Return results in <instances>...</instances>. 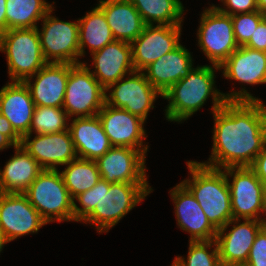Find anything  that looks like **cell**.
<instances>
[{"instance_id":"30","label":"cell","mask_w":266,"mask_h":266,"mask_svg":"<svg viewBox=\"0 0 266 266\" xmlns=\"http://www.w3.org/2000/svg\"><path fill=\"white\" fill-rule=\"evenodd\" d=\"M65 166L60 173L72 199L91 189L101 178L96 160L77 158Z\"/></svg>"},{"instance_id":"38","label":"cell","mask_w":266,"mask_h":266,"mask_svg":"<svg viewBox=\"0 0 266 266\" xmlns=\"http://www.w3.org/2000/svg\"><path fill=\"white\" fill-rule=\"evenodd\" d=\"M0 133L7 136L15 145H21L22 137L14 130L10 121L1 113Z\"/></svg>"},{"instance_id":"22","label":"cell","mask_w":266,"mask_h":266,"mask_svg":"<svg viewBox=\"0 0 266 266\" xmlns=\"http://www.w3.org/2000/svg\"><path fill=\"white\" fill-rule=\"evenodd\" d=\"M191 52L180 44L173 51L147 66L142 72L147 80L161 94L185 78L193 68Z\"/></svg>"},{"instance_id":"10","label":"cell","mask_w":266,"mask_h":266,"mask_svg":"<svg viewBox=\"0 0 266 266\" xmlns=\"http://www.w3.org/2000/svg\"><path fill=\"white\" fill-rule=\"evenodd\" d=\"M53 7L41 20L42 28L37 27L42 52L47 63H83L79 49V23L59 20L51 15ZM79 57V58H78Z\"/></svg>"},{"instance_id":"45","label":"cell","mask_w":266,"mask_h":266,"mask_svg":"<svg viewBox=\"0 0 266 266\" xmlns=\"http://www.w3.org/2000/svg\"><path fill=\"white\" fill-rule=\"evenodd\" d=\"M171 266H178L175 261H173V264Z\"/></svg>"},{"instance_id":"41","label":"cell","mask_w":266,"mask_h":266,"mask_svg":"<svg viewBox=\"0 0 266 266\" xmlns=\"http://www.w3.org/2000/svg\"><path fill=\"white\" fill-rule=\"evenodd\" d=\"M258 11L266 12V0H257Z\"/></svg>"},{"instance_id":"25","label":"cell","mask_w":266,"mask_h":266,"mask_svg":"<svg viewBox=\"0 0 266 266\" xmlns=\"http://www.w3.org/2000/svg\"><path fill=\"white\" fill-rule=\"evenodd\" d=\"M115 40L131 43L143 31L146 24L130 0H99Z\"/></svg>"},{"instance_id":"8","label":"cell","mask_w":266,"mask_h":266,"mask_svg":"<svg viewBox=\"0 0 266 266\" xmlns=\"http://www.w3.org/2000/svg\"><path fill=\"white\" fill-rule=\"evenodd\" d=\"M199 22L198 46L212 65L220 67L239 47L234 36L232 18L212 4L203 10Z\"/></svg>"},{"instance_id":"31","label":"cell","mask_w":266,"mask_h":266,"mask_svg":"<svg viewBox=\"0 0 266 266\" xmlns=\"http://www.w3.org/2000/svg\"><path fill=\"white\" fill-rule=\"evenodd\" d=\"M70 120L63 108L35 106L28 134H48L68 130Z\"/></svg>"},{"instance_id":"32","label":"cell","mask_w":266,"mask_h":266,"mask_svg":"<svg viewBox=\"0 0 266 266\" xmlns=\"http://www.w3.org/2000/svg\"><path fill=\"white\" fill-rule=\"evenodd\" d=\"M174 261L178 266H222L215 239L189 241L188 256H177Z\"/></svg>"},{"instance_id":"3","label":"cell","mask_w":266,"mask_h":266,"mask_svg":"<svg viewBox=\"0 0 266 266\" xmlns=\"http://www.w3.org/2000/svg\"><path fill=\"white\" fill-rule=\"evenodd\" d=\"M220 68L215 65H203L192 68L189 74L172 85L162 94L168 100L165 118L170 122L182 123L203 107L212 97V114L220 109L226 101H261L252 96L245 87L240 90L222 93L215 86V72Z\"/></svg>"},{"instance_id":"26","label":"cell","mask_w":266,"mask_h":266,"mask_svg":"<svg viewBox=\"0 0 266 266\" xmlns=\"http://www.w3.org/2000/svg\"><path fill=\"white\" fill-rule=\"evenodd\" d=\"M14 149V156L0 169L1 193H24L43 171L22 145H15Z\"/></svg>"},{"instance_id":"11","label":"cell","mask_w":266,"mask_h":266,"mask_svg":"<svg viewBox=\"0 0 266 266\" xmlns=\"http://www.w3.org/2000/svg\"><path fill=\"white\" fill-rule=\"evenodd\" d=\"M127 76L105 89V104L126 110L146 121L156 98L159 95L162 97V94L151 85L142 71H134Z\"/></svg>"},{"instance_id":"33","label":"cell","mask_w":266,"mask_h":266,"mask_svg":"<svg viewBox=\"0 0 266 266\" xmlns=\"http://www.w3.org/2000/svg\"><path fill=\"white\" fill-rule=\"evenodd\" d=\"M233 31L238 46H244L255 32L258 24L263 20L260 11L231 15Z\"/></svg>"},{"instance_id":"20","label":"cell","mask_w":266,"mask_h":266,"mask_svg":"<svg viewBox=\"0 0 266 266\" xmlns=\"http://www.w3.org/2000/svg\"><path fill=\"white\" fill-rule=\"evenodd\" d=\"M69 72L68 63H47L35 75L27 78L24 83L30 90L35 106L62 108Z\"/></svg>"},{"instance_id":"17","label":"cell","mask_w":266,"mask_h":266,"mask_svg":"<svg viewBox=\"0 0 266 266\" xmlns=\"http://www.w3.org/2000/svg\"><path fill=\"white\" fill-rule=\"evenodd\" d=\"M31 137L24 135L21 145L43 169L57 170L78 158L69 130Z\"/></svg>"},{"instance_id":"9","label":"cell","mask_w":266,"mask_h":266,"mask_svg":"<svg viewBox=\"0 0 266 266\" xmlns=\"http://www.w3.org/2000/svg\"><path fill=\"white\" fill-rule=\"evenodd\" d=\"M223 170L230 190L233 219L263 221L266 186L250 167Z\"/></svg>"},{"instance_id":"35","label":"cell","mask_w":266,"mask_h":266,"mask_svg":"<svg viewBox=\"0 0 266 266\" xmlns=\"http://www.w3.org/2000/svg\"><path fill=\"white\" fill-rule=\"evenodd\" d=\"M223 6H215L221 13L236 15L258 11L257 0H221Z\"/></svg>"},{"instance_id":"27","label":"cell","mask_w":266,"mask_h":266,"mask_svg":"<svg viewBox=\"0 0 266 266\" xmlns=\"http://www.w3.org/2000/svg\"><path fill=\"white\" fill-rule=\"evenodd\" d=\"M78 23L80 57L85 55L86 47L92 54L115 40L105 14L98 5L87 12L84 17L78 19Z\"/></svg>"},{"instance_id":"42","label":"cell","mask_w":266,"mask_h":266,"mask_svg":"<svg viewBox=\"0 0 266 266\" xmlns=\"http://www.w3.org/2000/svg\"><path fill=\"white\" fill-rule=\"evenodd\" d=\"M6 242L4 241L2 235L0 234V253L3 251Z\"/></svg>"},{"instance_id":"6","label":"cell","mask_w":266,"mask_h":266,"mask_svg":"<svg viewBox=\"0 0 266 266\" xmlns=\"http://www.w3.org/2000/svg\"><path fill=\"white\" fill-rule=\"evenodd\" d=\"M24 194L47 223L74 221L73 199L58 169H43Z\"/></svg>"},{"instance_id":"34","label":"cell","mask_w":266,"mask_h":266,"mask_svg":"<svg viewBox=\"0 0 266 266\" xmlns=\"http://www.w3.org/2000/svg\"><path fill=\"white\" fill-rule=\"evenodd\" d=\"M244 266H266V227L257 234Z\"/></svg>"},{"instance_id":"21","label":"cell","mask_w":266,"mask_h":266,"mask_svg":"<svg viewBox=\"0 0 266 266\" xmlns=\"http://www.w3.org/2000/svg\"><path fill=\"white\" fill-rule=\"evenodd\" d=\"M35 104L24 82L9 81L0 89V113L23 137L30 131Z\"/></svg>"},{"instance_id":"37","label":"cell","mask_w":266,"mask_h":266,"mask_svg":"<svg viewBox=\"0 0 266 266\" xmlns=\"http://www.w3.org/2000/svg\"><path fill=\"white\" fill-rule=\"evenodd\" d=\"M250 168L255 172L256 176L266 186V142L262 151L257 155Z\"/></svg>"},{"instance_id":"5","label":"cell","mask_w":266,"mask_h":266,"mask_svg":"<svg viewBox=\"0 0 266 266\" xmlns=\"http://www.w3.org/2000/svg\"><path fill=\"white\" fill-rule=\"evenodd\" d=\"M0 51L6 54L11 81L24 82L47 64L37 27L7 30L0 35Z\"/></svg>"},{"instance_id":"7","label":"cell","mask_w":266,"mask_h":266,"mask_svg":"<svg viewBox=\"0 0 266 266\" xmlns=\"http://www.w3.org/2000/svg\"><path fill=\"white\" fill-rule=\"evenodd\" d=\"M105 104V89L90 72L87 63L70 64L63 109L71 117H91Z\"/></svg>"},{"instance_id":"24","label":"cell","mask_w":266,"mask_h":266,"mask_svg":"<svg viewBox=\"0 0 266 266\" xmlns=\"http://www.w3.org/2000/svg\"><path fill=\"white\" fill-rule=\"evenodd\" d=\"M226 79L241 84H266V52L239 46L219 67Z\"/></svg>"},{"instance_id":"1","label":"cell","mask_w":266,"mask_h":266,"mask_svg":"<svg viewBox=\"0 0 266 266\" xmlns=\"http://www.w3.org/2000/svg\"><path fill=\"white\" fill-rule=\"evenodd\" d=\"M211 168L250 167L266 142V105L261 101H226L213 113Z\"/></svg>"},{"instance_id":"18","label":"cell","mask_w":266,"mask_h":266,"mask_svg":"<svg viewBox=\"0 0 266 266\" xmlns=\"http://www.w3.org/2000/svg\"><path fill=\"white\" fill-rule=\"evenodd\" d=\"M169 193L175 206L177 226L190 234L189 241L216 239L218 230L207 219L198 201L181 182Z\"/></svg>"},{"instance_id":"36","label":"cell","mask_w":266,"mask_h":266,"mask_svg":"<svg viewBox=\"0 0 266 266\" xmlns=\"http://www.w3.org/2000/svg\"><path fill=\"white\" fill-rule=\"evenodd\" d=\"M244 46L266 52V23L264 20L258 24L250 40Z\"/></svg>"},{"instance_id":"13","label":"cell","mask_w":266,"mask_h":266,"mask_svg":"<svg viewBox=\"0 0 266 266\" xmlns=\"http://www.w3.org/2000/svg\"><path fill=\"white\" fill-rule=\"evenodd\" d=\"M230 230H227L229 226ZM262 220L231 219L218 229L216 242L222 266H244L258 232L264 227Z\"/></svg>"},{"instance_id":"29","label":"cell","mask_w":266,"mask_h":266,"mask_svg":"<svg viewBox=\"0 0 266 266\" xmlns=\"http://www.w3.org/2000/svg\"><path fill=\"white\" fill-rule=\"evenodd\" d=\"M146 25H182L184 6L180 0H130Z\"/></svg>"},{"instance_id":"19","label":"cell","mask_w":266,"mask_h":266,"mask_svg":"<svg viewBox=\"0 0 266 266\" xmlns=\"http://www.w3.org/2000/svg\"><path fill=\"white\" fill-rule=\"evenodd\" d=\"M91 55L90 72L104 89L135 71L129 42L114 40Z\"/></svg>"},{"instance_id":"40","label":"cell","mask_w":266,"mask_h":266,"mask_svg":"<svg viewBox=\"0 0 266 266\" xmlns=\"http://www.w3.org/2000/svg\"><path fill=\"white\" fill-rule=\"evenodd\" d=\"M9 147H15V144L4 134L0 133V151L7 149Z\"/></svg>"},{"instance_id":"14","label":"cell","mask_w":266,"mask_h":266,"mask_svg":"<svg viewBox=\"0 0 266 266\" xmlns=\"http://www.w3.org/2000/svg\"><path fill=\"white\" fill-rule=\"evenodd\" d=\"M182 26L146 25L142 33L130 43L135 71H143L164 54L177 48L181 44Z\"/></svg>"},{"instance_id":"4","label":"cell","mask_w":266,"mask_h":266,"mask_svg":"<svg viewBox=\"0 0 266 266\" xmlns=\"http://www.w3.org/2000/svg\"><path fill=\"white\" fill-rule=\"evenodd\" d=\"M190 177L181 183L192 193L207 219L218 230L231 219L230 190L223 169L211 168L196 161H188Z\"/></svg>"},{"instance_id":"23","label":"cell","mask_w":266,"mask_h":266,"mask_svg":"<svg viewBox=\"0 0 266 266\" xmlns=\"http://www.w3.org/2000/svg\"><path fill=\"white\" fill-rule=\"evenodd\" d=\"M69 132L78 158L97 160L111 147L98 115L72 118Z\"/></svg>"},{"instance_id":"28","label":"cell","mask_w":266,"mask_h":266,"mask_svg":"<svg viewBox=\"0 0 266 266\" xmlns=\"http://www.w3.org/2000/svg\"><path fill=\"white\" fill-rule=\"evenodd\" d=\"M53 7L45 0H6V31L38 27V21Z\"/></svg>"},{"instance_id":"16","label":"cell","mask_w":266,"mask_h":266,"mask_svg":"<svg viewBox=\"0 0 266 266\" xmlns=\"http://www.w3.org/2000/svg\"><path fill=\"white\" fill-rule=\"evenodd\" d=\"M98 117L112 146L138 149L146 156L149 147L144 142L147 138L144 129L146 121L126 110L114 108L108 104H104L98 112Z\"/></svg>"},{"instance_id":"43","label":"cell","mask_w":266,"mask_h":266,"mask_svg":"<svg viewBox=\"0 0 266 266\" xmlns=\"http://www.w3.org/2000/svg\"><path fill=\"white\" fill-rule=\"evenodd\" d=\"M264 215L266 216V189H265V210H264ZM263 223L266 227V218H263Z\"/></svg>"},{"instance_id":"39","label":"cell","mask_w":266,"mask_h":266,"mask_svg":"<svg viewBox=\"0 0 266 266\" xmlns=\"http://www.w3.org/2000/svg\"><path fill=\"white\" fill-rule=\"evenodd\" d=\"M6 0H0V35L6 32Z\"/></svg>"},{"instance_id":"12","label":"cell","mask_w":266,"mask_h":266,"mask_svg":"<svg viewBox=\"0 0 266 266\" xmlns=\"http://www.w3.org/2000/svg\"><path fill=\"white\" fill-rule=\"evenodd\" d=\"M46 224L24 193L0 192V234L6 244L18 237L38 233Z\"/></svg>"},{"instance_id":"15","label":"cell","mask_w":266,"mask_h":266,"mask_svg":"<svg viewBox=\"0 0 266 266\" xmlns=\"http://www.w3.org/2000/svg\"><path fill=\"white\" fill-rule=\"evenodd\" d=\"M145 160L138 149L112 146L96 162L101 179L109 183H148Z\"/></svg>"},{"instance_id":"44","label":"cell","mask_w":266,"mask_h":266,"mask_svg":"<svg viewBox=\"0 0 266 266\" xmlns=\"http://www.w3.org/2000/svg\"><path fill=\"white\" fill-rule=\"evenodd\" d=\"M263 14V20L265 21L266 23V12L262 13Z\"/></svg>"},{"instance_id":"2","label":"cell","mask_w":266,"mask_h":266,"mask_svg":"<svg viewBox=\"0 0 266 266\" xmlns=\"http://www.w3.org/2000/svg\"><path fill=\"white\" fill-rule=\"evenodd\" d=\"M151 192L149 183H109L100 178L73 199L74 221L89 223L98 233H107Z\"/></svg>"}]
</instances>
